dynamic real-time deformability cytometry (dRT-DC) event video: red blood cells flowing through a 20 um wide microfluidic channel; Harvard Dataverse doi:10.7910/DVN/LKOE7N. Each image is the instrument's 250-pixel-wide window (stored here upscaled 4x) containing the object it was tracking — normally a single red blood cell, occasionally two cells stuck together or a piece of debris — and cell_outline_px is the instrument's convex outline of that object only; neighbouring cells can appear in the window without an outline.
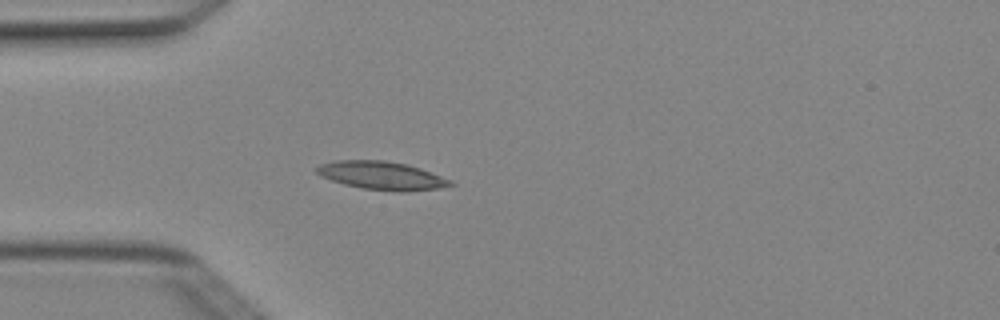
{"species": "Egyptian fruit bat (a non-hibernating species)", "species_latin": "Rousettus aegyptiacus", "temperature_condition": "cold", "stored_images_in_passage": 3, "camera_frame_rate_fps": 3000, "um_per_image_px": 0.085, "animal": {"sex": "female"}, "frame": {"image": 1, "passage_image": 3, "time_ms": 0.667, "image_size_px": [1000, 320], "cell_outline_px": [[456, 184], [436, 188], [408, 192], [396, 192], [360, 188], [344, 184], [320, 176], [316, 172], [316, 168], [320, 164], [336, 160], [384, 160], [408, 164], [420, 168], [452, 180]], "centroid_in_image_um": [32.45, 14.92], "position_along_channel_um": 52.6, "area_um2": 22.14}}